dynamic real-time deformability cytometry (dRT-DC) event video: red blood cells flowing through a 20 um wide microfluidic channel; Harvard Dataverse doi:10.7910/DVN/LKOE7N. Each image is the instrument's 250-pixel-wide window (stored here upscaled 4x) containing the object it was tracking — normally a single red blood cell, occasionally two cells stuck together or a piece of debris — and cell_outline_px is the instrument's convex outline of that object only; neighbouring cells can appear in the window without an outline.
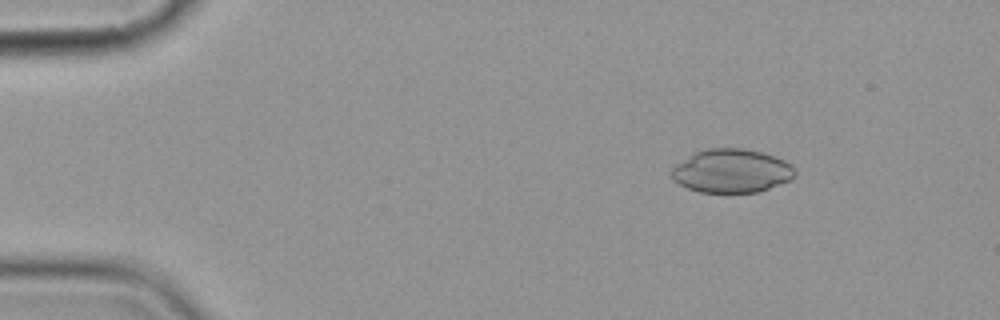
{"species": "common noctule bat (a hibernating species)", "species_latin": "Nyctalus noctula", "temperature_condition": "cold", "stored_images_in_passage": 7, "camera_frame_rate_fps": 3000, "um_per_image_px": 0.085, "animal": {"sex": "female", "body_mass_g": 19.9}, "frame": {"image": 1, "passage_image": 3, "time_ms": 2.333, "image_size_px": [1000, 320], "cell_outline_px": [[796, 176], [788, 180], [768, 188], [756, 192], [700, 192], [688, 188], [672, 180], [668, 172], [676, 164], [692, 152], [708, 148], [744, 148], [760, 152], [784, 160], [792, 164], [796, 172]], "centroid_in_image_um": [62.13, 14.51], "position_along_channel_um": 22.9, "area_um2": 31.44}}